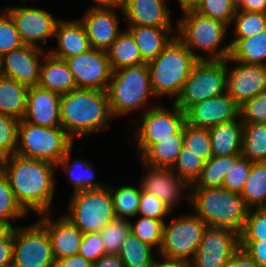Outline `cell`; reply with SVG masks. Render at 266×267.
Returning a JSON list of instances; mask_svg holds the SVG:
<instances>
[{
  "label": "cell",
  "instance_id": "681fc988",
  "mask_svg": "<svg viewBox=\"0 0 266 267\" xmlns=\"http://www.w3.org/2000/svg\"><path fill=\"white\" fill-rule=\"evenodd\" d=\"M78 254L91 263L106 254L100 232L84 233Z\"/></svg>",
  "mask_w": 266,
  "mask_h": 267
},
{
  "label": "cell",
  "instance_id": "6125c7cd",
  "mask_svg": "<svg viewBox=\"0 0 266 267\" xmlns=\"http://www.w3.org/2000/svg\"><path fill=\"white\" fill-rule=\"evenodd\" d=\"M13 229L14 228L9 221L0 219V240L6 238L13 231Z\"/></svg>",
  "mask_w": 266,
  "mask_h": 267
},
{
  "label": "cell",
  "instance_id": "5bb4252c",
  "mask_svg": "<svg viewBox=\"0 0 266 267\" xmlns=\"http://www.w3.org/2000/svg\"><path fill=\"white\" fill-rule=\"evenodd\" d=\"M185 114L190 125L209 129L236 120L240 105L230 95L222 94L192 105Z\"/></svg>",
  "mask_w": 266,
  "mask_h": 267
},
{
  "label": "cell",
  "instance_id": "52a82bcc",
  "mask_svg": "<svg viewBox=\"0 0 266 267\" xmlns=\"http://www.w3.org/2000/svg\"><path fill=\"white\" fill-rule=\"evenodd\" d=\"M226 70V60H199L174 103L186 112L196 103L222 95L226 90Z\"/></svg>",
  "mask_w": 266,
  "mask_h": 267
},
{
  "label": "cell",
  "instance_id": "9a60e30c",
  "mask_svg": "<svg viewBox=\"0 0 266 267\" xmlns=\"http://www.w3.org/2000/svg\"><path fill=\"white\" fill-rule=\"evenodd\" d=\"M187 14L184 21H180L179 28L184 40H181L187 48L188 46L199 47L205 50L215 51L223 38L226 24L221 21L200 15L196 11L185 12Z\"/></svg>",
  "mask_w": 266,
  "mask_h": 267
},
{
  "label": "cell",
  "instance_id": "6f0895ef",
  "mask_svg": "<svg viewBox=\"0 0 266 267\" xmlns=\"http://www.w3.org/2000/svg\"><path fill=\"white\" fill-rule=\"evenodd\" d=\"M242 11L266 13V0H236V8Z\"/></svg>",
  "mask_w": 266,
  "mask_h": 267
},
{
  "label": "cell",
  "instance_id": "e7e4bbea",
  "mask_svg": "<svg viewBox=\"0 0 266 267\" xmlns=\"http://www.w3.org/2000/svg\"><path fill=\"white\" fill-rule=\"evenodd\" d=\"M4 159L5 157L3 155L0 154V174L3 173V170H4Z\"/></svg>",
  "mask_w": 266,
  "mask_h": 267
},
{
  "label": "cell",
  "instance_id": "6da1fadb",
  "mask_svg": "<svg viewBox=\"0 0 266 267\" xmlns=\"http://www.w3.org/2000/svg\"><path fill=\"white\" fill-rule=\"evenodd\" d=\"M10 159L11 167L7 168L9 156L5 157L3 173L10 181L18 204L26 213L28 208H32L40 214L47 213L54 193L51 168L53 163L25 158L17 154H12Z\"/></svg>",
  "mask_w": 266,
  "mask_h": 267
},
{
  "label": "cell",
  "instance_id": "484cf974",
  "mask_svg": "<svg viewBox=\"0 0 266 267\" xmlns=\"http://www.w3.org/2000/svg\"><path fill=\"white\" fill-rule=\"evenodd\" d=\"M240 124V125H239ZM212 156L241 154L243 122L231 121L209 128Z\"/></svg>",
  "mask_w": 266,
  "mask_h": 267
},
{
  "label": "cell",
  "instance_id": "cb8c5ba5",
  "mask_svg": "<svg viewBox=\"0 0 266 267\" xmlns=\"http://www.w3.org/2000/svg\"><path fill=\"white\" fill-rule=\"evenodd\" d=\"M45 58L46 63L40 67L39 87L60 95L78 89L65 60L55 58L50 54Z\"/></svg>",
  "mask_w": 266,
  "mask_h": 267
},
{
  "label": "cell",
  "instance_id": "ffe728a7",
  "mask_svg": "<svg viewBox=\"0 0 266 267\" xmlns=\"http://www.w3.org/2000/svg\"><path fill=\"white\" fill-rule=\"evenodd\" d=\"M116 15L103 7L89 11L82 24L92 48L107 51L118 37Z\"/></svg>",
  "mask_w": 266,
  "mask_h": 267
},
{
  "label": "cell",
  "instance_id": "d6986e66",
  "mask_svg": "<svg viewBox=\"0 0 266 267\" xmlns=\"http://www.w3.org/2000/svg\"><path fill=\"white\" fill-rule=\"evenodd\" d=\"M60 101L61 95L58 93L39 86L29 87L23 120L43 127L62 126Z\"/></svg>",
  "mask_w": 266,
  "mask_h": 267
},
{
  "label": "cell",
  "instance_id": "2e32d148",
  "mask_svg": "<svg viewBox=\"0 0 266 267\" xmlns=\"http://www.w3.org/2000/svg\"><path fill=\"white\" fill-rule=\"evenodd\" d=\"M5 12L10 15L25 45L38 47L36 40L43 39L46 43L45 39L55 34L58 21L41 9L16 7L7 9Z\"/></svg>",
  "mask_w": 266,
  "mask_h": 267
},
{
  "label": "cell",
  "instance_id": "277c9868",
  "mask_svg": "<svg viewBox=\"0 0 266 267\" xmlns=\"http://www.w3.org/2000/svg\"><path fill=\"white\" fill-rule=\"evenodd\" d=\"M190 201L207 226L228 228L240 234L245 226L248 207L239 193L222 187L195 188Z\"/></svg>",
  "mask_w": 266,
  "mask_h": 267
},
{
  "label": "cell",
  "instance_id": "d590c367",
  "mask_svg": "<svg viewBox=\"0 0 266 267\" xmlns=\"http://www.w3.org/2000/svg\"><path fill=\"white\" fill-rule=\"evenodd\" d=\"M118 255L125 267H148L153 262L151 247L131 232L123 241Z\"/></svg>",
  "mask_w": 266,
  "mask_h": 267
},
{
  "label": "cell",
  "instance_id": "7c38bea8",
  "mask_svg": "<svg viewBox=\"0 0 266 267\" xmlns=\"http://www.w3.org/2000/svg\"><path fill=\"white\" fill-rule=\"evenodd\" d=\"M65 61L78 89L108 90L107 79L111 78L112 70L106 51L91 48Z\"/></svg>",
  "mask_w": 266,
  "mask_h": 267
},
{
  "label": "cell",
  "instance_id": "83f0119b",
  "mask_svg": "<svg viewBox=\"0 0 266 267\" xmlns=\"http://www.w3.org/2000/svg\"><path fill=\"white\" fill-rule=\"evenodd\" d=\"M29 87L16 80L0 76V113L23 119Z\"/></svg>",
  "mask_w": 266,
  "mask_h": 267
},
{
  "label": "cell",
  "instance_id": "db71d44e",
  "mask_svg": "<svg viewBox=\"0 0 266 267\" xmlns=\"http://www.w3.org/2000/svg\"><path fill=\"white\" fill-rule=\"evenodd\" d=\"M13 231L0 240V267H12L13 263Z\"/></svg>",
  "mask_w": 266,
  "mask_h": 267
},
{
  "label": "cell",
  "instance_id": "11a10c76",
  "mask_svg": "<svg viewBox=\"0 0 266 267\" xmlns=\"http://www.w3.org/2000/svg\"><path fill=\"white\" fill-rule=\"evenodd\" d=\"M224 267H259L251 256L242 248H239Z\"/></svg>",
  "mask_w": 266,
  "mask_h": 267
},
{
  "label": "cell",
  "instance_id": "1f68e13d",
  "mask_svg": "<svg viewBox=\"0 0 266 267\" xmlns=\"http://www.w3.org/2000/svg\"><path fill=\"white\" fill-rule=\"evenodd\" d=\"M237 10L236 19V33L237 38L231 44L224 47L222 50L214 53L213 58L208 60H226L230 56L231 46L240 38L252 37L253 35L260 34L266 29V13L262 12H248ZM238 14V15H237Z\"/></svg>",
  "mask_w": 266,
  "mask_h": 267
},
{
  "label": "cell",
  "instance_id": "4316f807",
  "mask_svg": "<svg viewBox=\"0 0 266 267\" xmlns=\"http://www.w3.org/2000/svg\"><path fill=\"white\" fill-rule=\"evenodd\" d=\"M171 28H159L152 26H131L128 32L132 35L139 48L142 59L148 63L155 59L163 49L171 42L165 31ZM164 34H163V33Z\"/></svg>",
  "mask_w": 266,
  "mask_h": 267
},
{
  "label": "cell",
  "instance_id": "5b68a950",
  "mask_svg": "<svg viewBox=\"0 0 266 267\" xmlns=\"http://www.w3.org/2000/svg\"><path fill=\"white\" fill-rule=\"evenodd\" d=\"M22 146L12 154L21 157L45 160L57 165L72 148L70 132L62 126L43 127L20 120L18 138Z\"/></svg>",
  "mask_w": 266,
  "mask_h": 267
},
{
  "label": "cell",
  "instance_id": "f35d334b",
  "mask_svg": "<svg viewBox=\"0 0 266 267\" xmlns=\"http://www.w3.org/2000/svg\"><path fill=\"white\" fill-rule=\"evenodd\" d=\"M130 233V223L123 218H115L107 224L101 231L103 245L107 254H118L122 243Z\"/></svg>",
  "mask_w": 266,
  "mask_h": 267
},
{
  "label": "cell",
  "instance_id": "603a6c76",
  "mask_svg": "<svg viewBox=\"0 0 266 267\" xmlns=\"http://www.w3.org/2000/svg\"><path fill=\"white\" fill-rule=\"evenodd\" d=\"M54 35L58 37L60 49L57 53L54 51L50 53L55 58L66 60L92 48L82 23L57 22Z\"/></svg>",
  "mask_w": 266,
  "mask_h": 267
},
{
  "label": "cell",
  "instance_id": "f1b7e54d",
  "mask_svg": "<svg viewBox=\"0 0 266 267\" xmlns=\"http://www.w3.org/2000/svg\"><path fill=\"white\" fill-rule=\"evenodd\" d=\"M106 52L112 71L146 63L142 59L136 42L128 31L122 34L119 33L117 39Z\"/></svg>",
  "mask_w": 266,
  "mask_h": 267
},
{
  "label": "cell",
  "instance_id": "836d02e7",
  "mask_svg": "<svg viewBox=\"0 0 266 267\" xmlns=\"http://www.w3.org/2000/svg\"><path fill=\"white\" fill-rule=\"evenodd\" d=\"M242 154L212 156L205 162V166L197 179V188L222 187L226 173L234 166Z\"/></svg>",
  "mask_w": 266,
  "mask_h": 267
},
{
  "label": "cell",
  "instance_id": "8d00e7d4",
  "mask_svg": "<svg viewBox=\"0 0 266 267\" xmlns=\"http://www.w3.org/2000/svg\"><path fill=\"white\" fill-rule=\"evenodd\" d=\"M184 145L190 151L200 154L205 161L212 157L211 138L208 128L190 125L185 122L183 125Z\"/></svg>",
  "mask_w": 266,
  "mask_h": 267
},
{
  "label": "cell",
  "instance_id": "7dc6e473",
  "mask_svg": "<svg viewBox=\"0 0 266 267\" xmlns=\"http://www.w3.org/2000/svg\"><path fill=\"white\" fill-rule=\"evenodd\" d=\"M20 120L0 113V154L10 156L18 141V126Z\"/></svg>",
  "mask_w": 266,
  "mask_h": 267
},
{
  "label": "cell",
  "instance_id": "3957f363",
  "mask_svg": "<svg viewBox=\"0 0 266 267\" xmlns=\"http://www.w3.org/2000/svg\"><path fill=\"white\" fill-rule=\"evenodd\" d=\"M206 59L195 55L180 38H172L163 51L147 63L153 94L179 95L194 65Z\"/></svg>",
  "mask_w": 266,
  "mask_h": 267
},
{
  "label": "cell",
  "instance_id": "f6af8a7d",
  "mask_svg": "<svg viewBox=\"0 0 266 267\" xmlns=\"http://www.w3.org/2000/svg\"><path fill=\"white\" fill-rule=\"evenodd\" d=\"M239 238L240 240H266V207H257L254 213L248 211L245 226Z\"/></svg>",
  "mask_w": 266,
  "mask_h": 267
},
{
  "label": "cell",
  "instance_id": "7a4b0ae2",
  "mask_svg": "<svg viewBox=\"0 0 266 267\" xmlns=\"http://www.w3.org/2000/svg\"><path fill=\"white\" fill-rule=\"evenodd\" d=\"M110 114L112 113L107 91L75 89L61 95V124L66 132L69 129L71 138L74 133L85 135L102 128Z\"/></svg>",
  "mask_w": 266,
  "mask_h": 267
},
{
  "label": "cell",
  "instance_id": "ab89813d",
  "mask_svg": "<svg viewBox=\"0 0 266 267\" xmlns=\"http://www.w3.org/2000/svg\"><path fill=\"white\" fill-rule=\"evenodd\" d=\"M205 160L200 157V154L190 151V148L183 145L176 162L179 168V177L184 178L185 182L193 183L199 178L203 167L205 166Z\"/></svg>",
  "mask_w": 266,
  "mask_h": 267
},
{
  "label": "cell",
  "instance_id": "ac0fdd59",
  "mask_svg": "<svg viewBox=\"0 0 266 267\" xmlns=\"http://www.w3.org/2000/svg\"><path fill=\"white\" fill-rule=\"evenodd\" d=\"M266 90V65H239L227 75L226 92L240 106Z\"/></svg>",
  "mask_w": 266,
  "mask_h": 267
},
{
  "label": "cell",
  "instance_id": "30bf717a",
  "mask_svg": "<svg viewBox=\"0 0 266 267\" xmlns=\"http://www.w3.org/2000/svg\"><path fill=\"white\" fill-rule=\"evenodd\" d=\"M207 224L198 216L180 217L168 226L163 225L160 252L170 259L186 262L189 254L199 248ZM186 259V260H185Z\"/></svg>",
  "mask_w": 266,
  "mask_h": 267
},
{
  "label": "cell",
  "instance_id": "be15d7a7",
  "mask_svg": "<svg viewBox=\"0 0 266 267\" xmlns=\"http://www.w3.org/2000/svg\"><path fill=\"white\" fill-rule=\"evenodd\" d=\"M95 2H98L99 4H103L104 7L107 6H123L124 0H94Z\"/></svg>",
  "mask_w": 266,
  "mask_h": 267
},
{
  "label": "cell",
  "instance_id": "d6a6232c",
  "mask_svg": "<svg viewBox=\"0 0 266 267\" xmlns=\"http://www.w3.org/2000/svg\"><path fill=\"white\" fill-rule=\"evenodd\" d=\"M241 154L252 163L266 162V124L243 123Z\"/></svg>",
  "mask_w": 266,
  "mask_h": 267
},
{
  "label": "cell",
  "instance_id": "74e56055",
  "mask_svg": "<svg viewBox=\"0 0 266 267\" xmlns=\"http://www.w3.org/2000/svg\"><path fill=\"white\" fill-rule=\"evenodd\" d=\"M113 200L114 212L117 218L123 215L135 216L138 213L141 189L131 186L120 187L115 193L109 188Z\"/></svg>",
  "mask_w": 266,
  "mask_h": 267
},
{
  "label": "cell",
  "instance_id": "4dcf8cb0",
  "mask_svg": "<svg viewBox=\"0 0 266 267\" xmlns=\"http://www.w3.org/2000/svg\"><path fill=\"white\" fill-rule=\"evenodd\" d=\"M266 58V29L252 37L240 38L232 46L226 61H237L243 64H264Z\"/></svg>",
  "mask_w": 266,
  "mask_h": 267
},
{
  "label": "cell",
  "instance_id": "ba28073f",
  "mask_svg": "<svg viewBox=\"0 0 266 267\" xmlns=\"http://www.w3.org/2000/svg\"><path fill=\"white\" fill-rule=\"evenodd\" d=\"M72 215L66 216L83 234L100 232L116 218L111 193L106 189L75 192Z\"/></svg>",
  "mask_w": 266,
  "mask_h": 267
},
{
  "label": "cell",
  "instance_id": "d4e9b609",
  "mask_svg": "<svg viewBox=\"0 0 266 267\" xmlns=\"http://www.w3.org/2000/svg\"><path fill=\"white\" fill-rule=\"evenodd\" d=\"M151 169L153 171L149 173V176H147V178H145L143 184H141V189L147 193L155 195L170 210L175 202L176 197H178V186H185V184H189L187 182H184V179H182L181 177H178L177 181L174 176H172L171 170L173 169V167L164 168L152 166Z\"/></svg>",
  "mask_w": 266,
  "mask_h": 267
},
{
  "label": "cell",
  "instance_id": "f907efd6",
  "mask_svg": "<svg viewBox=\"0 0 266 267\" xmlns=\"http://www.w3.org/2000/svg\"><path fill=\"white\" fill-rule=\"evenodd\" d=\"M154 220H162V217L170 213L169 208L155 195L141 189L138 213Z\"/></svg>",
  "mask_w": 266,
  "mask_h": 267
},
{
  "label": "cell",
  "instance_id": "9f6ffc18",
  "mask_svg": "<svg viewBox=\"0 0 266 267\" xmlns=\"http://www.w3.org/2000/svg\"><path fill=\"white\" fill-rule=\"evenodd\" d=\"M55 267H92V263L77 254L56 260Z\"/></svg>",
  "mask_w": 266,
  "mask_h": 267
},
{
  "label": "cell",
  "instance_id": "8992f818",
  "mask_svg": "<svg viewBox=\"0 0 266 267\" xmlns=\"http://www.w3.org/2000/svg\"><path fill=\"white\" fill-rule=\"evenodd\" d=\"M110 79L113 81L109 84L107 93L113 115L142 106L148 95L153 94L147 63L112 71Z\"/></svg>",
  "mask_w": 266,
  "mask_h": 267
},
{
  "label": "cell",
  "instance_id": "c3c4849f",
  "mask_svg": "<svg viewBox=\"0 0 266 267\" xmlns=\"http://www.w3.org/2000/svg\"><path fill=\"white\" fill-rule=\"evenodd\" d=\"M240 114L247 118H242L243 123H263L266 124V90L257 96L245 101L240 106Z\"/></svg>",
  "mask_w": 266,
  "mask_h": 267
},
{
  "label": "cell",
  "instance_id": "816d5d0a",
  "mask_svg": "<svg viewBox=\"0 0 266 267\" xmlns=\"http://www.w3.org/2000/svg\"><path fill=\"white\" fill-rule=\"evenodd\" d=\"M69 156H70V150L65 154V156L62 158V160L60 162H58L57 164L62 165L63 167L65 166V168H68V172L71 173L70 175L72 176V181H73V185L75 186V192L78 191H83V190H96V189H102V187L100 186V184H95L92 183V181L94 180V172L91 174L89 171L91 170L89 168V166L86 164V162L83 163L84 167L86 166V169L89 170L87 171L88 175L87 176H81V175H77L74 176L72 175V173H74V169L75 167L72 168L68 167L69 166ZM78 166L82 165V163L77 164ZM79 168V167H78ZM90 173V174H89ZM83 175V174H82Z\"/></svg>",
  "mask_w": 266,
  "mask_h": 267
},
{
  "label": "cell",
  "instance_id": "60d3db41",
  "mask_svg": "<svg viewBox=\"0 0 266 267\" xmlns=\"http://www.w3.org/2000/svg\"><path fill=\"white\" fill-rule=\"evenodd\" d=\"M195 11L227 25L235 17L236 0H202Z\"/></svg>",
  "mask_w": 266,
  "mask_h": 267
},
{
  "label": "cell",
  "instance_id": "e575fe53",
  "mask_svg": "<svg viewBox=\"0 0 266 267\" xmlns=\"http://www.w3.org/2000/svg\"><path fill=\"white\" fill-rule=\"evenodd\" d=\"M240 195L246 206L257 204L258 207H266V162L252 163L251 171Z\"/></svg>",
  "mask_w": 266,
  "mask_h": 267
},
{
  "label": "cell",
  "instance_id": "b9f144b4",
  "mask_svg": "<svg viewBox=\"0 0 266 267\" xmlns=\"http://www.w3.org/2000/svg\"><path fill=\"white\" fill-rule=\"evenodd\" d=\"M163 225L164 221L142 217L136 225L130 223V232L150 247L158 244L161 248Z\"/></svg>",
  "mask_w": 266,
  "mask_h": 267
},
{
  "label": "cell",
  "instance_id": "f546056e",
  "mask_svg": "<svg viewBox=\"0 0 266 267\" xmlns=\"http://www.w3.org/2000/svg\"><path fill=\"white\" fill-rule=\"evenodd\" d=\"M184 145L183 127L174 134V138L162 139L152 144L144 153L143 158L151 167H174V163Z\"/></svg>",
  "mask_w": 266,
  "mask_h": 267
},
{
  "label": "cell",
  "instance_id": "8fae6325",
  "mask_svg": "<svg viewBox=\"0 0 266 267\" xmlns=\"http://www.w3.org/2000/svg\"><path fill=\"white\" fill-rule=\"evenodd\" d=\"M239 248L240 238L237 232L207 226L193 262L196 267H224Z\"/></svg>",
  "mask_w": 266,
  "mask_h": 267
},
{
  "label": "cell",
  "instance_id": "91938a15",
  "mask_svg": "<svg viewBox=\"0 0 266 267\" xmlns=\"http://www.w3.org/2000/svg\"><path fill=\"white\" fill-rule=\"evenodd\" d=\"M167 260L162 263H156L153 261L148 267H191L189 262L179 260V259H170L166 258Z\"/></svg>",
  "mask_w": 266,
  "mask_h": 267
},
{
  "label": "cell",
  "instance_id": "7bdbcfd3",
  "mask_svg": "<svg viewBox=\"0 0 266 267\" xmlns=\"http://www.w3.org/2000/svg\"><path fill=\"white\" fill-rule=\"evenodd\" d=\"M251 168L252 162L241 155L234 166L226 173L222 188L241 194Z\"/></svg>",
  "mask_w": 266,
  "mask_h": 267
},
{
  "label": "cell",
  "instance_id": "94428289",
  "mask_svg": "<svg viewBox=\"0 0 266 267\" xmlns=\"http://www.w3.org/2000/svg\"><path fill=\"white\" fill-rule=\"evenodd\" d=\"M184 12L195 11L202 0H179Z\"/></svg>",
  "mask_w": 266,
  "mask_h": 267
},
{
  "label": "cell",
  "instance_id": "44dd1931",
  "mask_svg": "<svg viewBox=\"0 0 266 267\" xmlns=\"http://www.w3.org/2000/svg\"><path fill=\"white\" fill-rule=\"evenodd\" d=\"M130 26H152L171 28L169 10L163 0H124L121 6Z\"/></svg>",
  "mask_w": 266,
  "mask_h": 267
},
{
  "label": "cell",
  "instance_id": "680465c9",
  "mask_svg": "<svg viewBox=\"0 0 266 267\" xmlns=\"http://www.w3.org/2000/svg\"><path fill=\"white\" fill-rule=\"evenodd\" d=\"M92 267H125L118 254H104Z\"/></svg>",
  "mask_w": 266,
  "mask_h": 267
},
{
  "label": "cell",
  "instance_id": "7402d4cb",
  "mask_svg": "<svg viewBox=\"0 0 266 267\" xmlns=\"http://www.w3.org/2000/svg\"><path fill=\"white\" fill-rule=\"evenodd\" d=\"M40 223L50 236L55 260L79 253L83 233L66 216L57 224L50 223L46 218Z\"/></svg>",
  "mask_w": 266,
  "mask_h": 267
},
{
  "label": "cell",
  "instance_id": "f5cc1de1",
  "mask_svg": "<svg viewBox=\"0 0 266 267\" xmlns=\"http://www.w3.org/2000/svg\"><path fill=\"white\" fill-rule=\"evenodd\" d=\"M244 249L259 267H266V240H240Z\"/></svg>",
  "mask_w": 266,
  "mask_h": 267
},
{
  "label": "cell",
  "instance_id": "e0dca14e",
  "mask_svg": "<svg viewBox=\"0 0 266 267\" xmlns=\"http://www.w3.org/2000/svg\"><path fill=\"white\" fill-rule=\"evenodd\" d=\"M40 47L24 45L0 57L1 75L12 78L27 87L38 86L40 81V64L38 55ZM5 63V67L4 66Z\"/></svg>",
  "mask_w": 266,
  "mask_h": 267
},
{
  "label": "cell",
  "instance_id": "bcb514c9",
  "mask_svg": "<svg viewBox=\"0 0 266 267\" xmlns=\"http://www.w3.org/2000/svg\"><path fill=\"white\" fill-rule=\"evenodd\" d=\"M24 45L10 15H0V57Z\"/></svg>",
  "mask_w": 266,
  "mask_h": 267
},
{
  "label": "cell",
  "instance_id": "4fadbf2b",
  "mask_svg": "<svg viewBox=\"0 0 266 267\" xmlns=\"http://www.w3.org/2000/svg\"><path fill=\"white\" fill-rule=\"evenodd\" d=\"M174 112L158 107L149 110L143 117V124L139 139L142 154L155 143L162 139L174 138L186 122V114L175 103Z\"/></svg>",
  "mask_w": 266,
  "mask_h": 267
},
{
  "label": "cell",
  "instance_id": "ee69618b",
  "mask_svg": "<svg viewBox=\"0 0 266 267\" xmlns=\"http://www.w3.org/2000/svg\"><path fill=\"white\" fill-rule=\"evenodd\" d=\"M26 212L15 199L13 189L7 176L0 174V219L7 221L8 217H19Z\"/></svg>",
  "mask_w": 266,
  "mask_h": 267
},
{
  "label": "cell",
  "instance_id": "9c48e42d",
  "mask_svg": "<svg viewBox=\"0 0 266 267\" xmlns=\"http://www.w3.org/2000/svg\"><path fill=\"white\" fill-rule=\"evenodd\" d=\"M13 241L12 267H55L50 236L41 223L13 229Z\"/></svg>",
  "mask_w": 266,
  "mask_h": 267
}]
</instances>
